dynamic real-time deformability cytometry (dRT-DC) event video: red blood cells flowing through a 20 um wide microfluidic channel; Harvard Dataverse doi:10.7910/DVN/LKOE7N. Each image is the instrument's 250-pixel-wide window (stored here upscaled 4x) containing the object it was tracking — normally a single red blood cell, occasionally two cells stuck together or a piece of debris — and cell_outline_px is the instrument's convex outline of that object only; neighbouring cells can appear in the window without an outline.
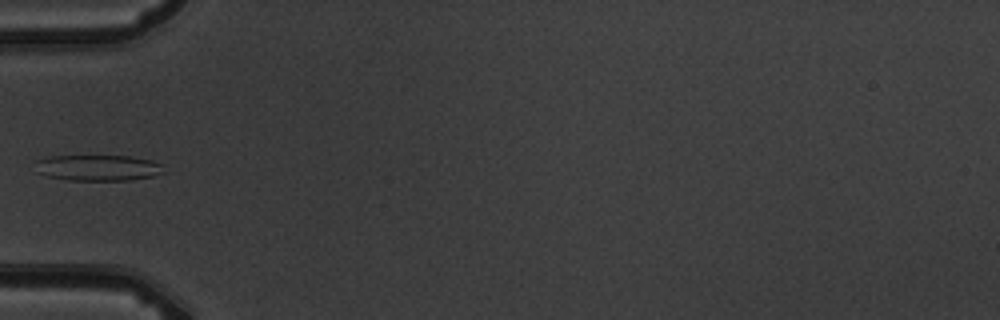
{"species": "common noctule bat (a hibernating species)", "species_latin": "Nyctalus noctula", "temperature_condition": "warm", "stored_images_in_passage": 6, "camera_frame_rate_fps": 3000, "um_per_image_px": 0.085, "animal": {"sex": "male", "body_mass_g": 19.5, "forearm_length_mm": 54.6}, "frame": {"image": 1, "passage_image": 5, "time_ms": 4.333, "image_size_px": [1000, 320], "cell_outline_px": [[168, 172], [156, 176], [128, 180], [68, 180], [44, 176], [36, 172], [36, 160], [48, 156], [128, 156], [152, 160], [164, 164]], "centroid_in_image_um": [8.39, 14.26], "position_along_channel_um": 76.6, "area_um2": 19.88}}